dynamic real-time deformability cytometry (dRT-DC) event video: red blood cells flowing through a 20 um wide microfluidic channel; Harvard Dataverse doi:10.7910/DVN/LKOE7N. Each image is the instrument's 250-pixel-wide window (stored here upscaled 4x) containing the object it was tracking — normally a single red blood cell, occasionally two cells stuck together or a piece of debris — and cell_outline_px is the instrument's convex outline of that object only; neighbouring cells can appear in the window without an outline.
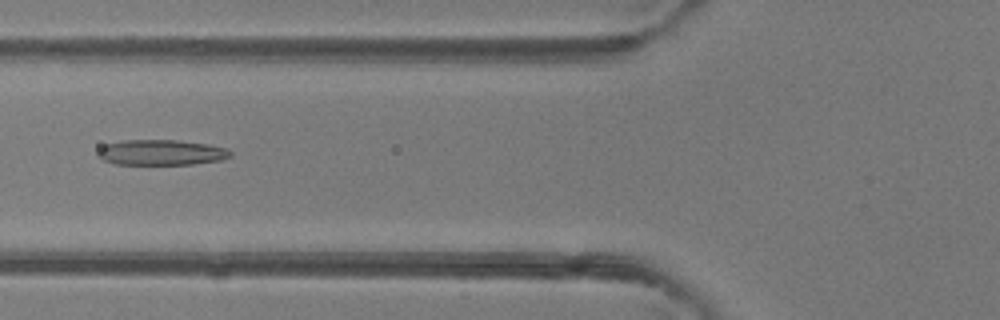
{"species": "common noctule bat (a hibernating species)", "species_latin": "Nyctalus noctula", "temperature_condition": "room temperature", "stored_images_in_passage": 48, "camera_frame_rate_fps": 3000, "um_per_image_px": 0.085, "animal": {"sex": "female"}, "frame": {"image": 1, "passage_image": 18, "time_ms": 5.667, "image_size_px": [1000, 320], "cell_outline_px": [[232, 156], [220, 160], [192, 164], [116, 164], [104, 160], [96, 156], [96, 152], [104, 144], [124, 140], [176, 140], [208, 144], [228, 148], [232, 152]], "centroid_in_image_um": [13.7, 12.95], "position_along_channel_um": 112.1, "area_um2": 19.77}}
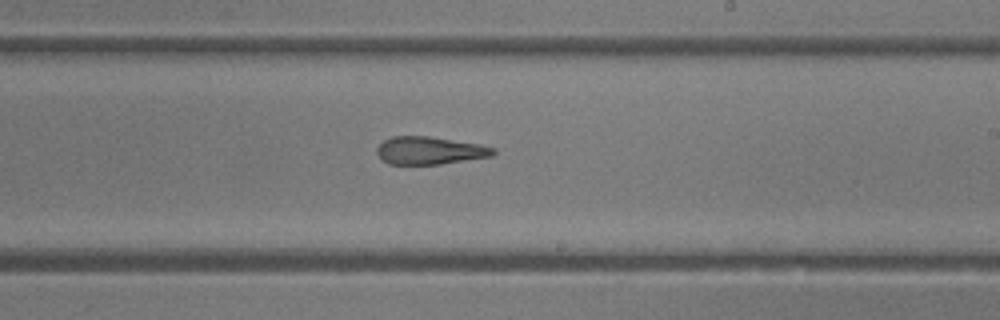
{"frame": {"image": 2, "passage_image": 28, "time_ms": 9.0, "image_size_px": [1000, 320], "cell_outline_px": [[496, 152], [492, 156], [440, 164], [388, 164], [376, 152], [376, 148], [384, 140], [392, 136], [428, 136], [480, 144], [496, 148]], "centroid_in_image_um": [36.54, 12.79], "position_along_channel_um": 252.5, "area_um2": 18.73}}
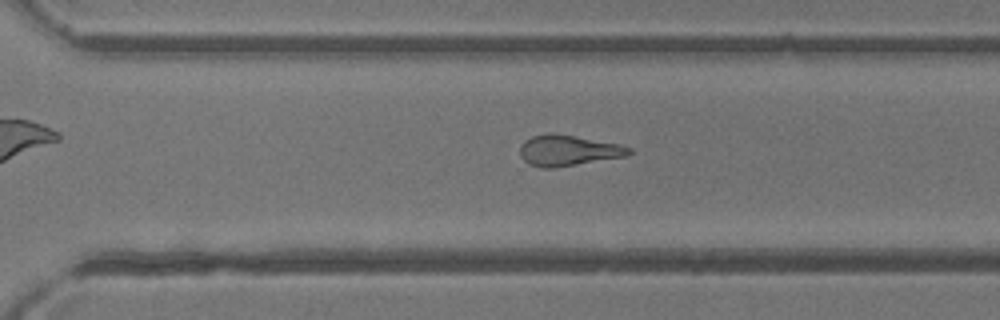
{"frame": {"image": 3, "passage_image": 33, "time_ms": 10.667, "image_size_px": [1000, 320], "cell_outline_px": [[632, 152], [628, 156], [556, 168], [540, 168], [528, 164], [520, 156], [520, 148], [524, 140], [532, 136], [572, 136], [620, 144], [632, 148]], "centroid_in_image_um": [48.33, 12.85], "position_along_channel_um": 322.3, "area_um2": 19.13}, "authors_computed_cell_mechanics": {"area_um2": 21.1548, "velocity_mm_per_s": 4.212, "shape_relaxation_time_tau1_ms": null, "shape_relaxation_time_tau2_ms": 4.2673, "deformation_change_tau1": null, "deformation_change_tau2": 0.1663}}